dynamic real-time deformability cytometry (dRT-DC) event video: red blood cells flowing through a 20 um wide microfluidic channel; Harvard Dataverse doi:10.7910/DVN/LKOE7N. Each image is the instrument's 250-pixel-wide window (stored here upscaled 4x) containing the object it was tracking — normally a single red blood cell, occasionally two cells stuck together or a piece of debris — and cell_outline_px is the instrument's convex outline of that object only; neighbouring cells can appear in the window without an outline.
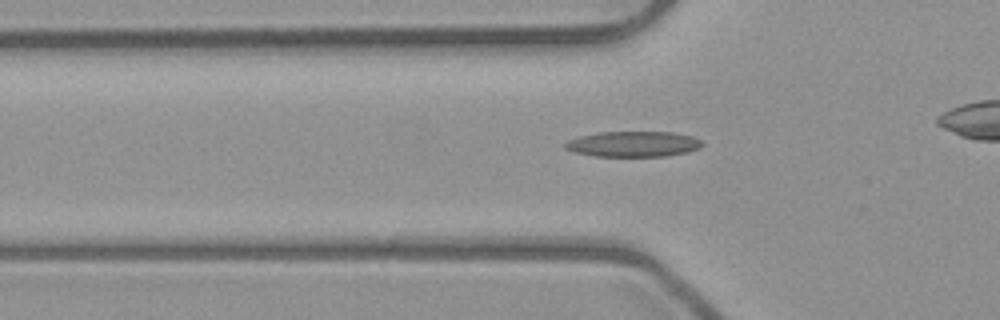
{"species": "common noctule bat (a hibernating species)", "species_latin": "Nyctalus noctula", "temperature_condition": "room temperature", "stored_images_in_passage": 43, "camera_frame_rate_fps": 3000, "um_per_image_px": 0.085, "animal": {"sex": "male", "body_mass_g": 23.1, "forearm_length_mm": 52.7}, "frame": {"image": 1, "passage_image": 18, "time_ms": 5.667, "image_size_px": [1000, 320], "cell_outline_px": [[704, 144], [700, 148], [688, 152], [664, 156], [596, 156], [572, 152], [564, 148], [564, 144], [568, 140], [580, 136], [600, 132], [672, 132], [692, 136], [700, 140]], "centroid_in_image_um": [53.82, 12.24], "position_along_channel_um": 72.0, "area_um2": 20.4}}
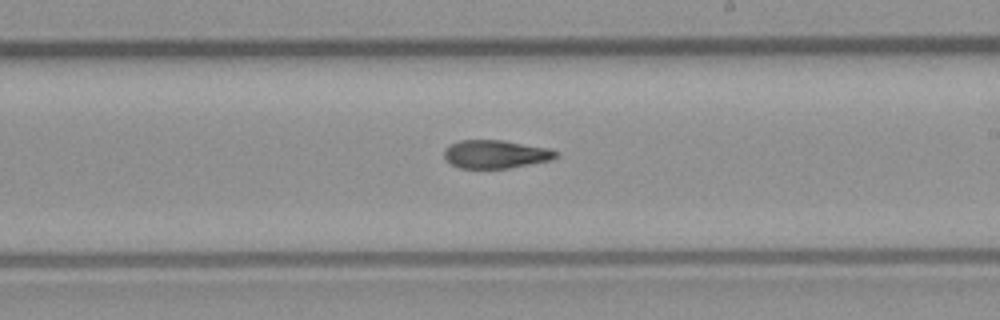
{"frame": {"image": 2, "passage_image": 31, "time_ms": 10.0, "image_size_px": [1000, 320], "cell_outline_px": [[556, 156], [552, 160], [508, 168], [460, 168], [444, 160], [444, 152], [452, 144], [460, 140], [504, 140], [552, 148], [556, 152]], "centroid_in_image_um": [42.15, 13.1], "position_along_channel_um": 246.8, "area_um2": 18.38}}
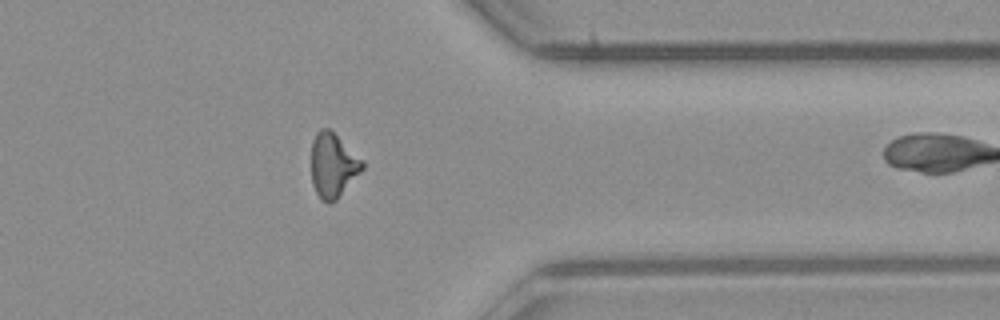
{"frame": {"image": 3, "passage_image": 42, "time_ms": 13.667, "image_size_px": [1000, 320], "cell_outline_px": [[364, 168], [336, 200], [332, 204], [328, 204], [320, 200], [312, 184], [312, 140], [316, 132], [320, 128], [328, 128], [364, 164]], "centroid_in_image_um": [28.25, 14.11], "position_along_channel_um": 383.1, "area_um2": 18.67}}